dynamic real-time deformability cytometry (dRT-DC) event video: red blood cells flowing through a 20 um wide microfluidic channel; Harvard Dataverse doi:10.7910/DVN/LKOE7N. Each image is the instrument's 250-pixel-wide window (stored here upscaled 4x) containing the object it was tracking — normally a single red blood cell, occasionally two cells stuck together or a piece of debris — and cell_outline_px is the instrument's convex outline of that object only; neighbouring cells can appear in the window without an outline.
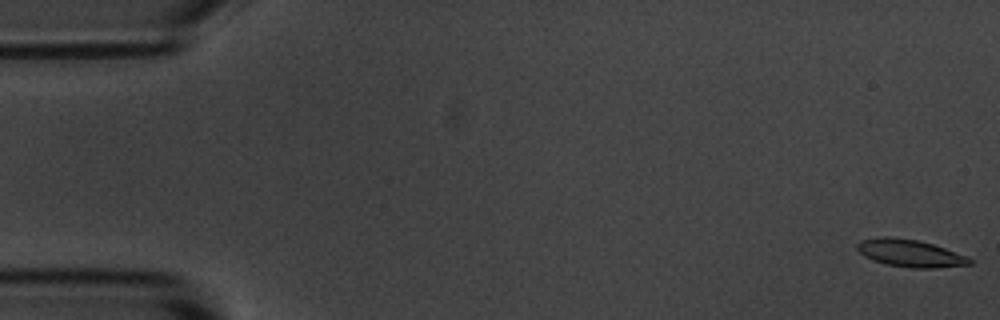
{"species": "common noctule bat (a hibernating species)", "species_latin": "Nyctalus noctula", "temperature_condition": "room temperature", "stored_images_in_passage": 57, "camera_frame_rate_fps": 3000, "um_per_image_px": 0.085, "animal": {"sex": "male", "body_mass_g": 20.1, "forearm_length_mm": 53.5}, "frame": {"image": 1, "passage_image": 1, "time_ms": 0.0, "image_size_px": [1000, 320], "cell_outline_px": [[972, 264], [936, 268], [912, 268], [884, 264], [872, 260], [864, 256], [856, 248], [856, 244], [860, 240], [884, 236], [892, 236], [916, 240], [932, 244], [968, 256], [972, 260]], "centroid_in_image_um": [77.33, 21.52], "position_along_channel_um": 7.7, "area_um2": 18.03}}
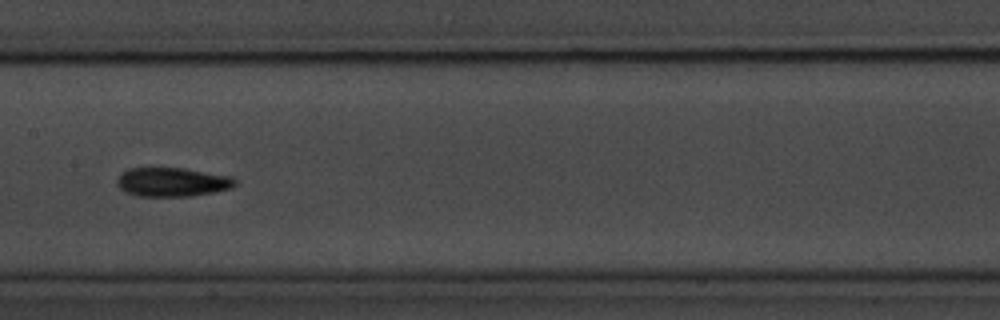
{"frame": {"image": 2, "passage_image": 28, "time_ms": 9.0, "image_size_px": [1000, 320], "cell_outline_px": [[236, 184], [232, 188], [216, 192], [192, 196], [136, 196], [124, 192], [116, 184], [116, 180], [120, 172], [128, 168], [184, 168], [232, 176], [236, 180]], "centroid_in_image_um": [14.63, 15.47], "position_along_channel_um": 192.8, "area_um2": 20.29}}
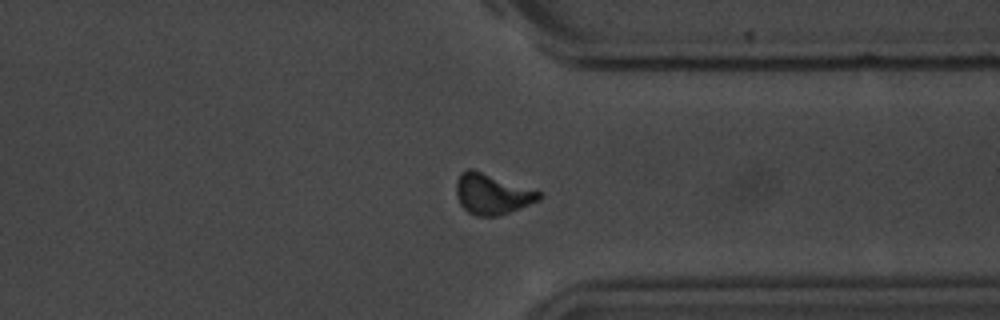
{"frame": {"image": 3, "passage_image": 43, "time_ms": 14.0, "image_size_px": [1000, 320], "cell_outline_px": [[544, 196], [540, 200], [520, 208], [496, 216], [476, 216], [468, 212], [460, 204], [456, 196], [456, 180], [460, 172], [468, 168], [472, 168], [544, 192]], "centroid_in_image_um": [41.84, 16.47], "position_along_channel_um": 369.6, "area_um2": 19.94}, "authors_computed_cell_mechanics": {"area_um2": 18.3804, "velocity_mm_per_s": 3.5676, "shape_relaxation_time_tau1_ms": 5.1134, "shape_relaxation_time_tau2_ms": 10.8594, "deformation_change_tau1": 0.1653, "deformation_change_tau2": 0.2026}}